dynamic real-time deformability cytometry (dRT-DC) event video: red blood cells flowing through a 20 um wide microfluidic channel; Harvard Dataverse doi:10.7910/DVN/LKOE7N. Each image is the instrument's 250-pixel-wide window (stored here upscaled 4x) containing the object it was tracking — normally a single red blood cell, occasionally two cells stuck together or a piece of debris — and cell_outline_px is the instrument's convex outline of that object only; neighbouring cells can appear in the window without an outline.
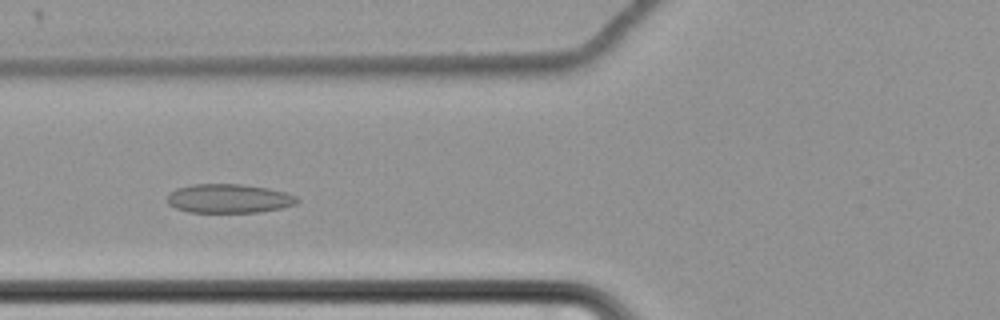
{"species": "common noctule bat (a hibernating species)", "species_latin": "Nyctalus noctula", "temperature_condition": "cold", "stored_images_in_passage": 59, "camera_frame_rate_fps": 3000, "um_per_image_px": 0.085, "animal": {"sex": "female", "body_mass_g": 22.7, "forearm_length_mm": 54.2}, "frame": {"image": 1, "passage_image": 23, "time_ms": 7.333, "image_size_px": [1000, 320], "cell_outline_px": [[300, 200], [296, 204], [280, 208], [260, 212], [188, 212], [176, 208], [168, 204], [168, 196], [176, 188], [192, 184], [240, 184], [268, 188], [284, 192], [296, 196]], "centroid_in_image_um": [19.46, 16.87], "position_along_channel_um": 106.3, "area_um2": 21.85}}
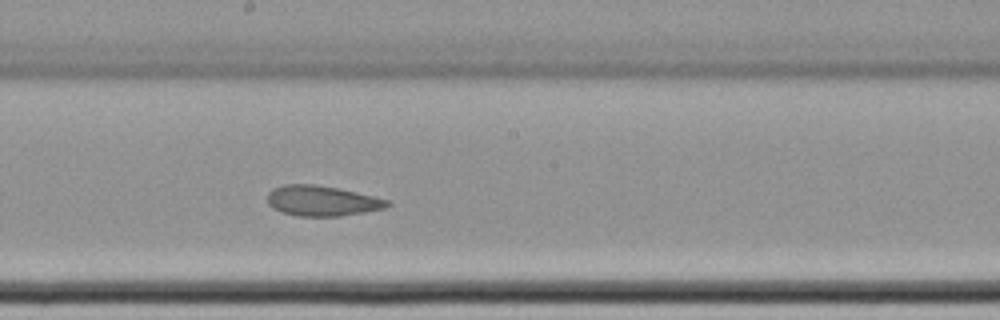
{"frame": {"image": 2, "passage_image": 33, "time_ms": 10.667, "image_size_px": [1000, 320], "cell_outline_px": [[392, 204], [384, 208], [364, 212], [340, 216], [300, 216], [280, 212], [272, 208], [268, 204], [268, 192], [272, 188], [284, 184], [316, 184], [340, 188], [392, 200]], "centroid_in_image_um": [27.38, 17.06], "position_along_channel_um": 220.8, "area_um2": 21.5}}
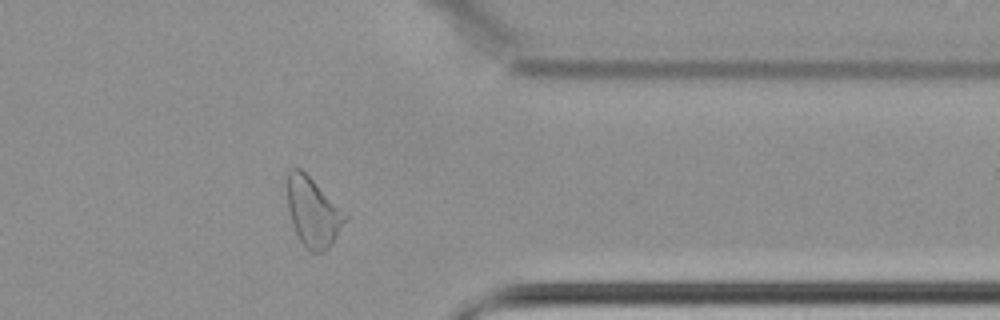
{"frame": {"image": 3, "passage_image": 48, "time_ms": 15.667, "image_size_px": [1000, 320], "cell_outline_px": [[348, 220], [332, 244], [324, 252], [308, 252], [304, 248], [292, 224], [288, 208], [288, 168], [300, 168], [348, 212]], "centroid_in_image_um": [26.66, 18.05], "position_along_channel_um": 384.7, "area_um2": 23.76}, "authors_computed_cell_mechanics": {"area_um2": 23.8136, "velocity_mm_per_s": 3.4372, "shape_relaxation_time_tau1_ms": null, "shape_relaxation_time_tau2_ms": 2.7592, "deformation_change_tau1": null, "deformation_change_tau2": 0.0848}}